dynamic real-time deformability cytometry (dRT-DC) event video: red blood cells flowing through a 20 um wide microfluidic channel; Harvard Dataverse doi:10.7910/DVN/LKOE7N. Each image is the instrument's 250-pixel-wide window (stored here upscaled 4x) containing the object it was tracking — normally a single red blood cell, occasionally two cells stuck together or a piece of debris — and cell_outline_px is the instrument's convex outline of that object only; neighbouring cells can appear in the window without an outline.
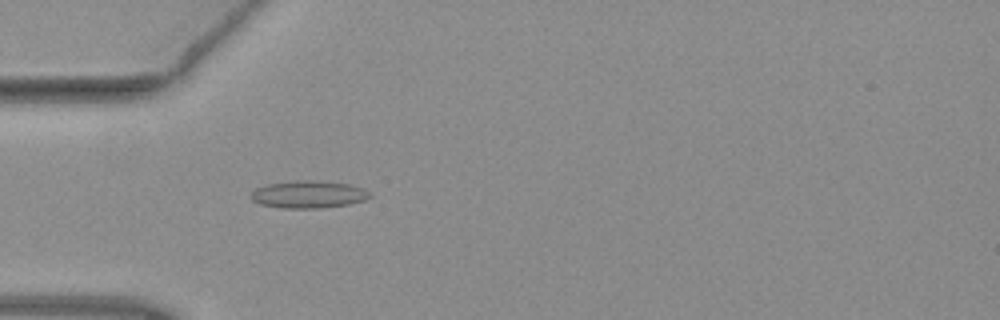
{"species": "common noctule bat (a hibernating species)", "species_latin": "Nyctalus noctula", "temperature_condition": "warm", "stored_images_in_passage": 30, "camera_frame_rate_fps": 3000, "um_per_image_px": 0.085, "animal": {"sex": "female", "body_mass_g": 19.3, "forearm_length_mm": 54.1}, "frame": {"image": 1, "passage_image": 7, "time_ms": 2.0, "image_size_px": [1000, 320], "cell_outline_px": [[372, 196], [364, 200], [348, 204], [320, 208], [280, 208], [260, 204], [252, 200], [248, 196], [256, 188], [268, 184], [292, 180], [308, 180], [348, 184], [364, 188]], "centroid_in_image_um": [26.18, 16.53], "position_along_channel_um": 58.8, "area_um2": 18.96}}
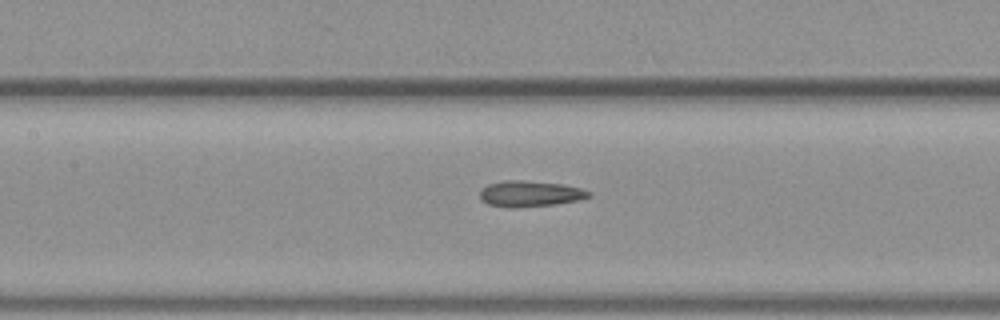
{"frame": {"image": 2, "passage_image": 15, "time_ms": 4.667, "image_size_px": [1000, 320], "cell_outline_px": [[592, 196], [580, 200], [556, 204], [516, 208], [504, 208], [488, 204], [480, 200], [480, 192], [488, 184], [504, 180], [524, 180], [564, 184], [584, 188], [592, 192]], "centroid_in_image_um": [45.09, 16.47], "position_along_channel_um": 162.3, "area_um2": 16.88}}
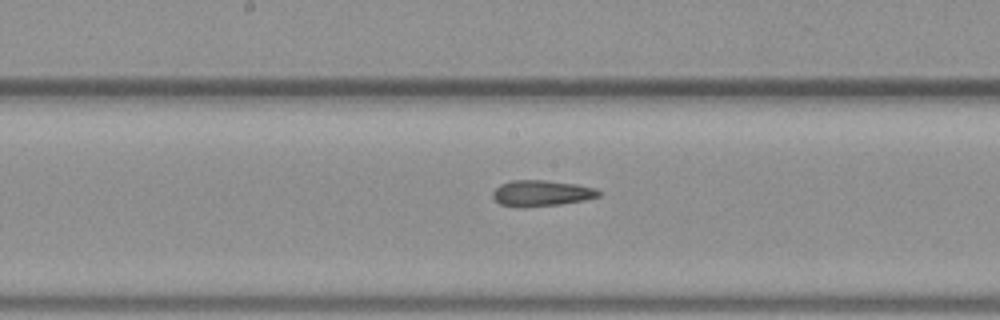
{"frame": {"image": 3, "passage_image": 18, "time_ms": 5.667, "image_size_px": [1000, 320], "cell_outline_px": [[600, 196], [584, 200], [560, 204], [524, 208], [516, 208], [500, 204], [492, 196], [492, 192], [500, 184], [512, 180], [544, 180], [576, 184], [596, 188], [600, 192]], "centroid_in_image_um": [45.99, 16.43], "position_along_channel_um": 202.2, "area_um2": 16.18}}